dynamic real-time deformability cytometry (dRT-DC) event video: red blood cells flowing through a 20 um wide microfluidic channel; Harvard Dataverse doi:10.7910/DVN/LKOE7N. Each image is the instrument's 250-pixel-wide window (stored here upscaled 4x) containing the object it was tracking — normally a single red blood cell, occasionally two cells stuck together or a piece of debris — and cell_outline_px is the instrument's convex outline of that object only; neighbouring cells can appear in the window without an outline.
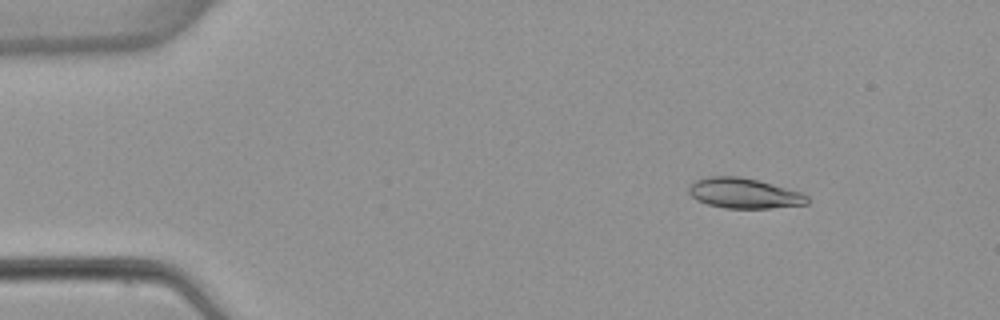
{"species": "common noctule bat (a hibernating species)", "species_latin": "Nyctalus noctula", "temperature_condition": "warm", "stored_images_in_passage": 4, "camera_frame_rate_fps": 3000, "um_per_image_px": 0.085, "animal": {"sex": "female", "body_mass_g": 22.7, "forearm_length_mm": 54.2}, "frame": {"image": 1, "passage_image": 2, "time_ms": 1.0, "image_size_px": [1000, 320], "cell_outline_px": [[808, 204], [772, 208], [724, 208], [708, 204], [696, 200], [688, 192], [688, 184], [696, 180], [708, 176], [740, 176], [756, 180], [800, 192], [808, 196]], "centroid_in_image_um": [63.2, 16.43], "position_along_channel_um": 21.8, "area_um2": 20.81}}